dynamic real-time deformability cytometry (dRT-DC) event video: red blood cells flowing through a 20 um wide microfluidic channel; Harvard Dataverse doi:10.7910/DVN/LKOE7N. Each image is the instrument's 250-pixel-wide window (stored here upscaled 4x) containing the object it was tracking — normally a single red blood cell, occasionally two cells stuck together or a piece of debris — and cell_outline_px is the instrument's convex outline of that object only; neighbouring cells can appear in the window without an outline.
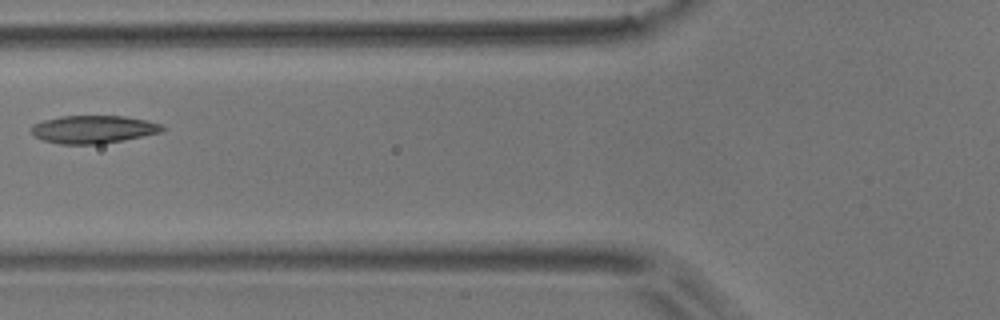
{"species": "common noctule bat (a hibernating species)", "species_latin": "Nyctalus noctula", "temperature_condition": "room temperature", "stored_images_in_passage": 4, "camera_frame_rate_fps": 3000, "um_per_image_px": 0.085, "animal": {"sex": "male", "body_mass_g": 17.9}, "frame": {"image": 1, "passage_image": 3, "time_ms": 0.667, "image_size_px": [1000, 320], "cell_outline_px": [[164, 128], [160, 132], [124, 140], [100, 144], [60, 144], [44, 140], [32, 136], [28, 128], [32, 124], [44, 120], [60, 116], [124, 116], [144, 120], [160, 124]], "centroid_in_image_um": [7.83, 11.0], "position_along_channel_um": 118.0, "area_um2": 21.27}}
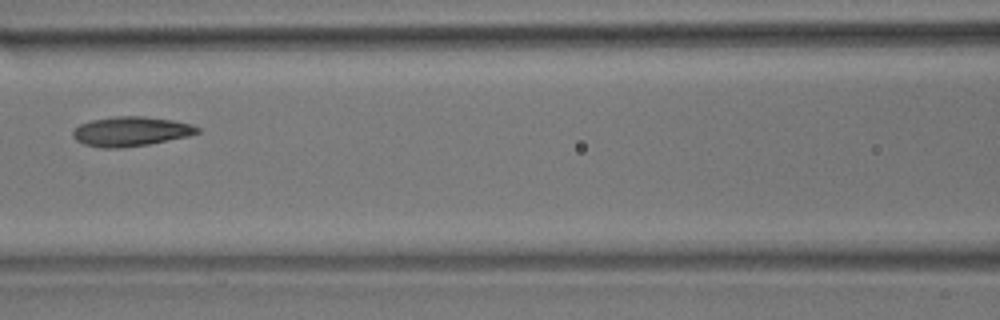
{"frame": {"image": 2, "passage_image": 4, "time_ms": 1.0, "image_size_px": [1000, 320], "cell_outline_px": [[200, 132], [188, 136], [148, 144], [120, 148], [100, 148], [84, 144], [76, 140], [72, 136], [72, 132], [80, 124], [92, 120], [116, 116], [144, 116], [172, 120], [192, 124], [200, 128]], "centroid_in_image_um": [11.12, 11.17], "position_along_channel_um": 155.5, "area_um2": 21.39}}